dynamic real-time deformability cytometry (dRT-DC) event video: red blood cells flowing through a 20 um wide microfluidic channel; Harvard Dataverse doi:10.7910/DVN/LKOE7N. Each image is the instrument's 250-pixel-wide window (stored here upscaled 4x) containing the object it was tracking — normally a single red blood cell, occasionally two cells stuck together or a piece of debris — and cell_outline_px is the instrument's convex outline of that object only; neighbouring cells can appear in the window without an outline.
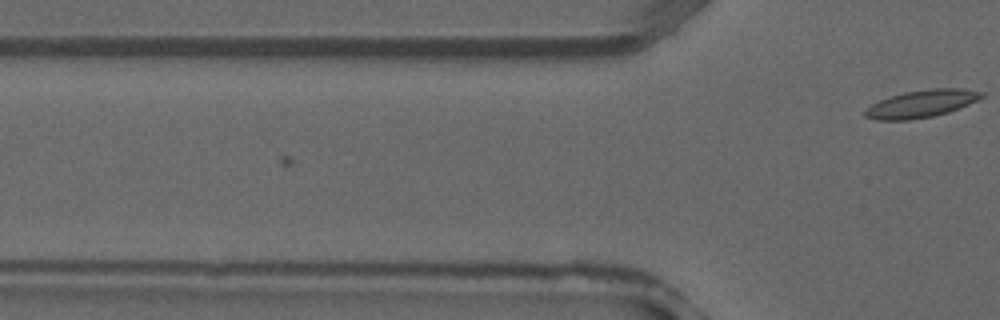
{"species": "common noctule bat (a hibernating species)", "species_latin": "Nyctalus noctula", "temperature_condition": "warm", "stored_images_in_passage": 4, "camera_frame_rate_fps": 3000, "um_per_image_px": 0.085, "animal": {"sex": "male", "forearm_length_mm": 52.5}, "frame": {"image": 1, "passage_image": 4, "time_ms": 1.0, "image_size_px": [1000, 320], "cell_outline_px": [[984, 96], [968, 104], [948, 112], [932, 116], [908, 120], [876, 120], [864, 116], [864, 112], [872, 104], [880, 100], [904, 92], [932, 88], [960, 88], [984, 92]], "centroid_in_image_um": [78.32, 8.81], "position_along_channel_um": 47.5, "area_um2": 18.38}}